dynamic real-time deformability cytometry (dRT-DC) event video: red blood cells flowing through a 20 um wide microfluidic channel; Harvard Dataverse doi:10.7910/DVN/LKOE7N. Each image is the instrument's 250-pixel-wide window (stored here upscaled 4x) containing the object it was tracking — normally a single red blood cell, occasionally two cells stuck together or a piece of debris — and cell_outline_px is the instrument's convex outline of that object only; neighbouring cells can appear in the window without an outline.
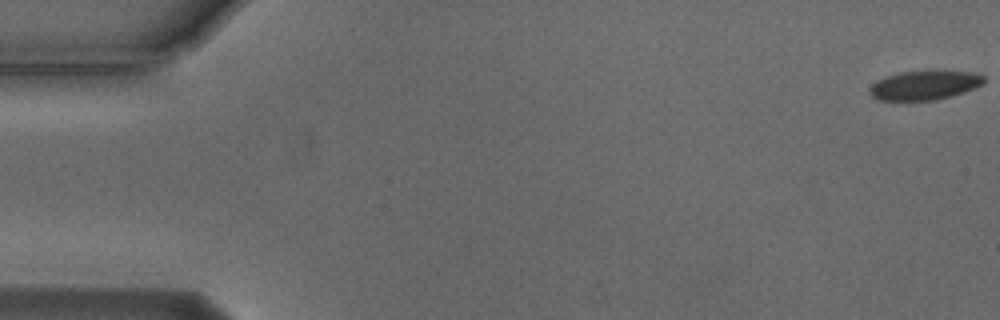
{"species": "Egyptian fruit bat (a non-hibernating species)", "species_latin": "Rousettus aegyptiacus", "temperature_condition": "cold", "stored_images_in_passage": 12, "camera_frame_rate_fps": 3000, "um_per_image_px": 0.085, "animal": {"sex": "male"}, "frame": {"image": 1, "passage_image": 1, "time_ms": 0.0, "image_size_px": [1000, 320], "cell_outline_px": [[984, 84], [936, 100], [876, 100], [868, 92], [872, 84], [876, 80], [900, 72], [972, 72], [984, 76]], "centroid_in_image_um": [78.52, 7.26], "position_along_channel_um": 6.5, "area_um2": 18.84}}